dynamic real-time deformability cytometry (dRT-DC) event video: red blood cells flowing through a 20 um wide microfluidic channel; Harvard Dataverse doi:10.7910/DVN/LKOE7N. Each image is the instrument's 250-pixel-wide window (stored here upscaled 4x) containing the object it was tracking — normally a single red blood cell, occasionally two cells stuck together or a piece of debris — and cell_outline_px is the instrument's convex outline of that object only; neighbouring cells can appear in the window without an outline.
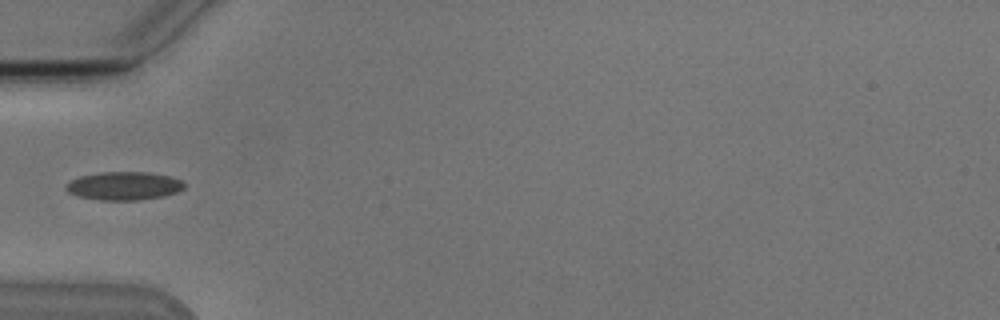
{"species": "Egyptian fruit bat (a non-hibernating species)", "species_latin": "Rousettus aegyptiacus", "temperature_condition": "cold", "stored_images_in_passage": 6, "camera_frame_rate_fps": 3000, "um_per_image_px": 0.085, "animal": {"sex": "male"}, "frame": {"image": 1, "passage_image": 6, "time_ms": 5.667, "image_size_px": [1000, 320], "cell_outline_px": [[184, 188], [176, 192], [164, 196], [140, 200], [100, 200], [80, 196], [68, 192], [64, 188], [64, 184], [80, 176], [100, 172], [148, 172], [168, 176], [180, 180], [184, 184]], "centroid_in_image_um": [10.51, 15.8], "position_along_channel_um": 74.5, "area_um2": 19.42}}